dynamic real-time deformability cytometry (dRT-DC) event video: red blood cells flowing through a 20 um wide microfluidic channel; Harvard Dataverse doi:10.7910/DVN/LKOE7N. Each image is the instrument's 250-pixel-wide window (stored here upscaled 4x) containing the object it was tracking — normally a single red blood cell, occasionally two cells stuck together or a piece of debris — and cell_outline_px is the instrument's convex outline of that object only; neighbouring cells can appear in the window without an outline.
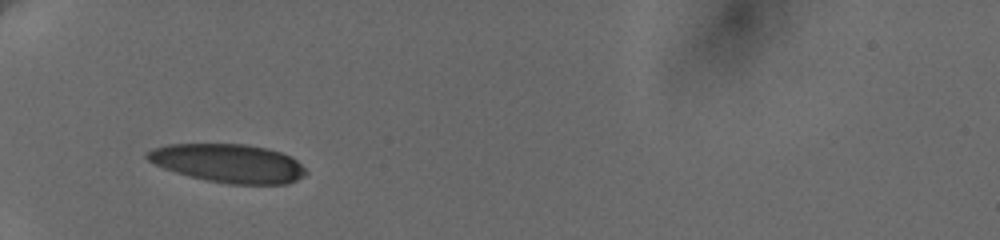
{"species": "human", "species_latin": "Homo sapiens", "temperature_condition": "cold", "stored_images_in_passage": 48, "camera_frame_rate_fps": 3000, "um_per_image_px": 0.085, "donor": {"sex": "female"}, "frame": {"image": 1, "passage_image": 1, "time_ms": 0.0, "image_size_px": [1000, 240], "cell_outline_px": [[308, 172], [296, 180], [288, 184], [232, 184], [208, 180], [176, 172], [164, 168], [148, 160], [144, 156], [144, 152], [152, 148], [168, 144], [244, 144], [264, 148], [280, 152], [296, 160]], "centroid_in_image_um": [19.38, 13.87], "position_along_channel_um": 65.6, "area_um2": 35.26}}
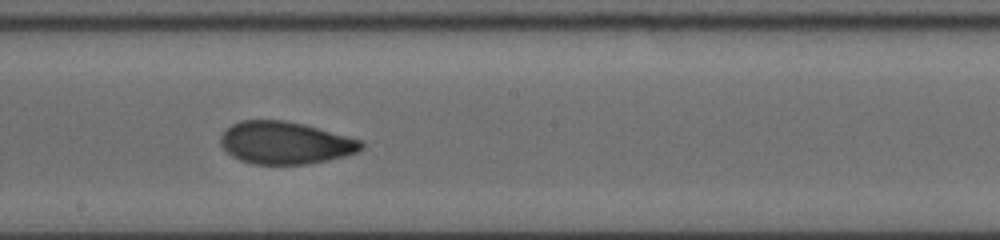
{"frame": {"image": 2, "passage_image": 27, "time_ms": 4.667, "image_size_px": [1000, 240], "cell_outline_px": [[364, 148], [356, 152], [344, 156], [328, 160], [308, 164], [252, 164], [240, 160], [232, 156], [220, 144], [220, 136], [232, 124], [240, 120], [284, 120], [304, 124], [364, 140]], "centroid_in_image_um": [24.27, 12.14], "position_along_channel_um": 223.9, "area_um2": 34.91}}
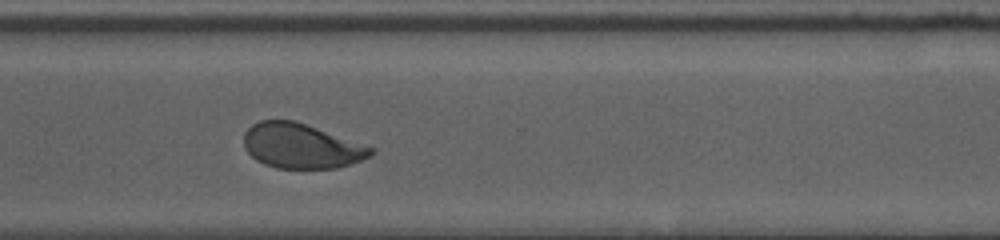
{"frame": {"image": 3, "passage_image": 47, "time_ms": 8.0, "image_size_px": [1000, 240], "cell_outline_px": [[376, 152], [372, 156], [336, 168], [276, 168], [264, 164], [256, 160], [248, 152], [244, 144], [244, 132], [252, 124], [260, 120], [296, 120], [376, 148]], "centroid_in_image_um": [25.62, 12.39], "position_along_channel_um": 345.0, "area_um2": 33.35}}